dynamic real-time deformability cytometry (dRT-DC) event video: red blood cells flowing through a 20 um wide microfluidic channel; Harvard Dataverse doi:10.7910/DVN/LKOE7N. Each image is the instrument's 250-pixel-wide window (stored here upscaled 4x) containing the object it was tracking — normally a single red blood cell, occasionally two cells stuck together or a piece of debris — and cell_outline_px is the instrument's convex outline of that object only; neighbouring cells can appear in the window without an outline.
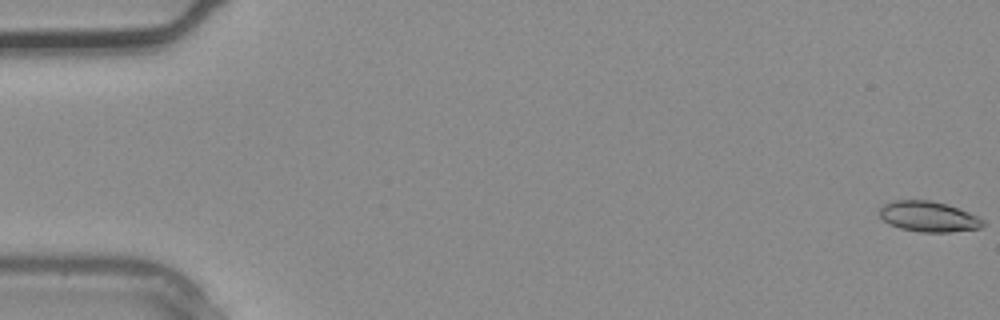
{"species": "common noctule bat (a hibernating species)", "species_latin": "Nyctalus noctula", "temperature_condition": "warm", "stored_images_in_passage": 3, "camera_frame_rate_fps": 3000, "um_per_image_px": 0.085, "animal": {"sex": "male", "body_mass_g": 20.4}, "frame": {"image": 1, "passage_image": 3, "time_ms": 0.667, "image_size_px": [1000, 320], "cell_outline_px": [[984, 224], [980, 228], [948, 232], [920, 232], [900, 228], [888, 224], [880, 216], [880, 208], [884, 204], [892, 200], [932, 200], [968, 212], [984, 220]], "centroid_in_image_um": [78.89, 18.41], "position_along_channel_um": 6.1, "area_um2": 18.21}}